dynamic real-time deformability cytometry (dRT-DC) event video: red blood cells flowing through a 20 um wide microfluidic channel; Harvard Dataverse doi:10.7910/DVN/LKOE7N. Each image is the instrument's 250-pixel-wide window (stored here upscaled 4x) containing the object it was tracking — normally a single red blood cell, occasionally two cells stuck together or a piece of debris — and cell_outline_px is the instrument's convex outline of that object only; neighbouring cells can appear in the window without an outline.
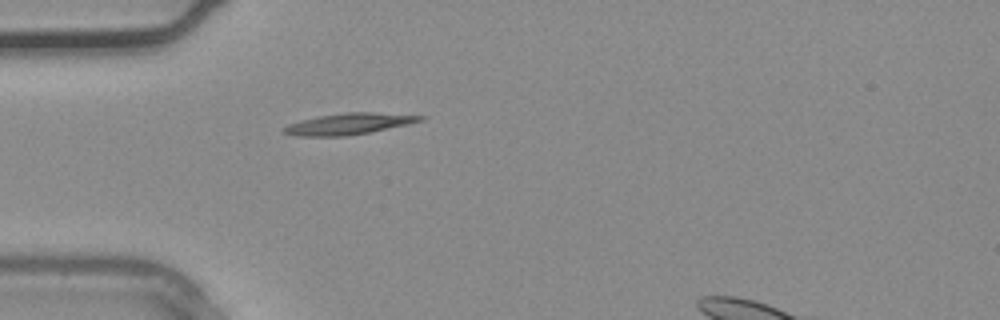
{"species": "common noctule bat (a hibernating species)", "species_latin": "Nyctalus noctula", "temperature_condition": "warm", "stored_images_in_passage": 3, "camera_frame_rate_fps": 3000, "um_per_image_px": 0.085, "animal": {"sex": "male", "body_mass_g": 20.4}, "frame": {"image": 1, "passage_image": 1, "time_ms": 0.0, "image_size_px": [1000, 320], "cell_outline_px": [[428, 116], [424, 120], [408, 124], [368, 132], [344, 136], [296, 136], [280, 132], [280, 128], [288, 124], [320, 116], [348, 112], [372, 112]], "centroid_in_image_um": [29.63, 10.53], "position_along_channel_um": 55.4, "area_um2": 16.76}}